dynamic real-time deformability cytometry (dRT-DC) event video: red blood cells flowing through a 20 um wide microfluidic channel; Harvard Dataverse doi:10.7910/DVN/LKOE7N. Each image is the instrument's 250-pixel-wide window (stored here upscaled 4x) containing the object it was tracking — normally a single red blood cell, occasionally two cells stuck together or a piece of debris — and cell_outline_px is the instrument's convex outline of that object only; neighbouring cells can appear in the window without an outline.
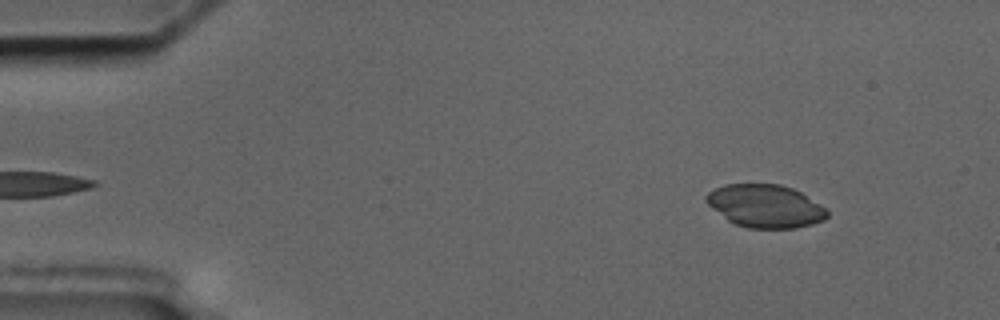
{"species": "common noctule bat (a hibernating species)", "species_latin": "Nyctalus noctula", "temperature_condition": "cold", "stored_images_in_passage": 53, "camera_frame_rate_fps": 3000, "um_per_image_px": 0.085, "animal": {"sex": "male", "body_mass_g": 17.5, "forearm_length_mm": 52.3}, "frame": {"image": 1, "passage_image": 3, "time_ms": 0.667, "image_size_px": [1000, 320], "cell_outline_px": [[828, 216], [824, 220], [812, 224], [796, 228], [748, 228], [736, 224], [728, 220], [712, 208], [704, 200], [704, 196], [708, 192], [724, 184], [780, 184], [792, 188], [800, 192], [828, 208]], "centroid_in_image_um": [65.06, 17.51], "position_along_channel_um": 19.9, "area_um2": 30.35}}
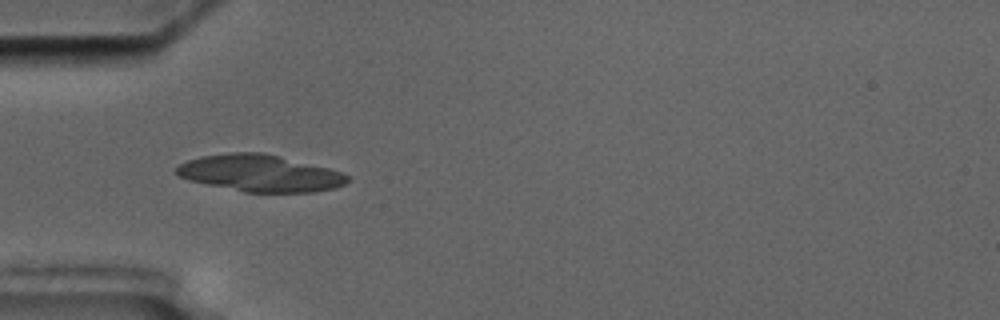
{"frame": {"image": 2, "passage_image": 14, "time_ms": 4.333, "image_size_px": [1000, 320], "cell_outline_px": [[348, 180], [344, 184], [336, 188], [312, 192], [244, 192], [188, 180], [176, 176], [176, 168], [180, 164], [188, 160], [200, 156], [232, 152], [260, 152], [328, 168], [340, 172], [348, 176]], "centroid_in_image_um": [22.06, 14.73], "position_along_channel_um": 62.9, "area_um2": 36.36}}
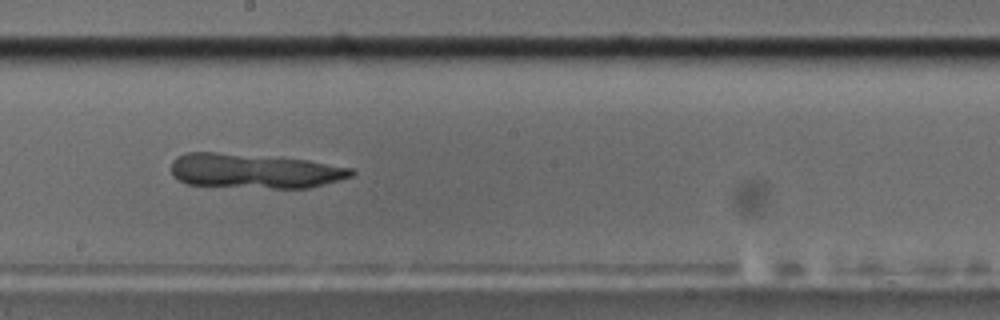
{"frame": {"image": 3, "passage_image": 28, "time_ms": 9.0, "image_size_px": [1000, 320], "cell_outline_px": [[356, 172], [352, 176], [324, 184], [308, 188], [272, 188], [188, 184], [180, 180], [172, 172], [172, 160], [176, 156], [188, 152], [216, 152], [308, 160], [352, 168]], "centroid_in_image_um": [21.64, 14.53], "position_along_channel_um": 226.6, "area_um2": 36.01}}